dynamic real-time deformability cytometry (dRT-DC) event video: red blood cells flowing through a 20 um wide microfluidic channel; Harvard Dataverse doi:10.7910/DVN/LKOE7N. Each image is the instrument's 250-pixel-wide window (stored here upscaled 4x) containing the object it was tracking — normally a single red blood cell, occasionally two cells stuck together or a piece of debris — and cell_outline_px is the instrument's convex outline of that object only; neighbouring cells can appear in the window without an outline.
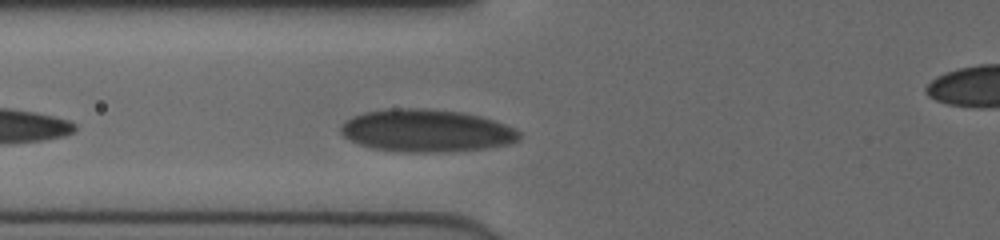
{"species": "human", "species_latin": "Homo sapiens", "temperature_condition": "cold", "stored_images_in_passage": 29, "camera_frame_rate_fps": 3000, "um_per_image_px": 0.085, "donor": {"sex": "female"}, "frame": {"image": 1, "passage_image": 4, "time_ms": 1.0, "image_size_px": [1000, 240], "cell_outline_px": [[520, 140], [512, 144], [484, 148], [448, 152], [400, 152], [372, 148], [360, 144], [344, 136], [340, 132], [340, 124], [344, 120], [352, 116], [364, 112], [392, 108], [428, 108], [460, 112], [480, 116], [516, 128], [520, 132]], "centroid_in_image_um": [36.24, 11.11], "position_along_channel_um": 89.6, "area_um2": 44.56}}
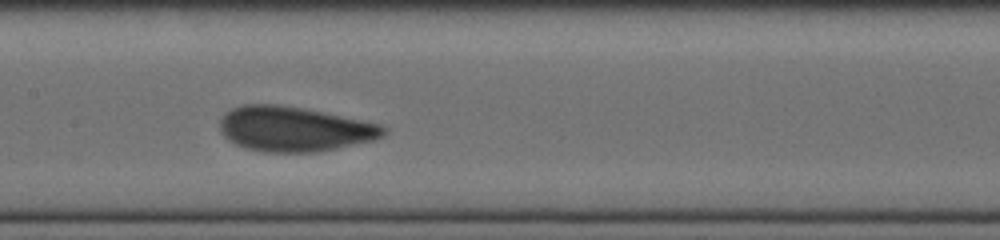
{"frame": {"image": 2, "passage_image": 11, "time_ms": 3.333, "image_size_px": [1000, 240], "cell_outline_px": [[388, 132], [384, 136], [376, 140], [316, 152], [264, 152], [244, 148], [228, 140], [220, 132], [220, 120], [224, 112], [232, 108], [244, 104], [276, 104], [304, 108], [380, 124], [388, 128]], "centroid_in_image_um": [25.0, 10.96], "position_along_channel_um": 182.4, "area_um2": 43.06}}
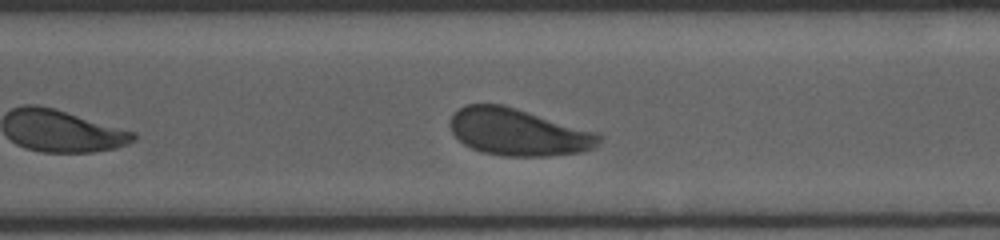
{"frame": {"image": 3, "passage_image": 22, "time_ms": 7.0, "image_size_px": [1000, 240], "cell_outline_px": [[604, 136], [600, 144], [596, 148], [584, 152], [548, 156], [504, 156], [484, 152], [472, 148], [464, 144], [452, 132], [452, 116], [464, 104], [500, 104], [516, 108], [596, 132]], "centroid_in_image_um": [44.12, 11.24], "position_along_channel_um": 326.5, "area_um2": 40.63}, "authors_computed_cell_mechanics": {"area_um2": 41.5582, "velocity_mm_per_s": 3.9518, "shape_relaxation_time_tau1_ms": 6.8707, "shape_relaxation_time_tau2_ms": 0.5127, "deformation_change_tau1": 0.1466, "deformation_change_tau2": 0.0577}}